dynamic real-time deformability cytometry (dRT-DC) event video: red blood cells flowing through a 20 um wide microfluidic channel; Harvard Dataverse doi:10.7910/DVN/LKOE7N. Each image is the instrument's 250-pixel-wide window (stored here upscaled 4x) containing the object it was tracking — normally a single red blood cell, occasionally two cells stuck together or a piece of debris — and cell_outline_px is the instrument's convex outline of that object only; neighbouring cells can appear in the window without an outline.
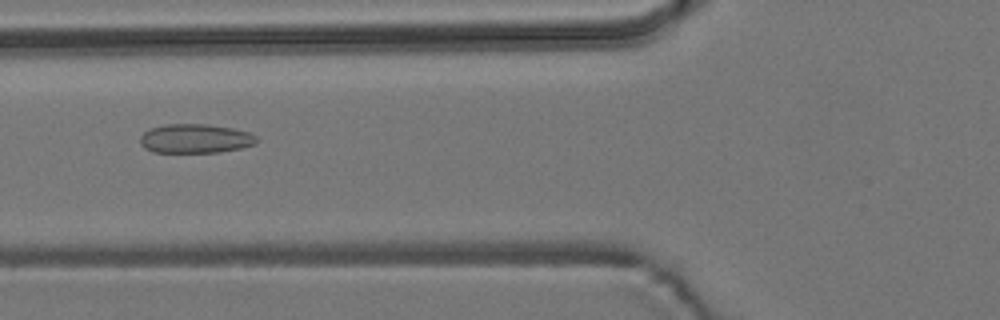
{"species": "common noctule bat (a hibernating species)", "species_latin": "Nyctalus noctula", "temperature_condition": "room temperature", "stored_images_in_passage": 5, "camera_frame_rate_fps": 3000, "um_per_image_px": 0.085, "animal": {"sex": "male", "body_mass_g": 19.2, "forearm_length_mm": 51.8}, "frame": {"image": 1, "passage_image": 3, "time_ms": 2.333, "image_size_px": [1000, 320], "cell_outline_px": [[260, 140], [256, 144], [240, 148], [220, 152], [152, 152], [144, 148], [140, 144], [140, 136], [144, 132], [152, 128], [168, 124], [208, 124], [232, 128], [248, 132], [256, 136]], "centroid_in_image_um": [16.62, 11.78], "position_along_channel_um": 109.2, "area_um2": 19.83}}
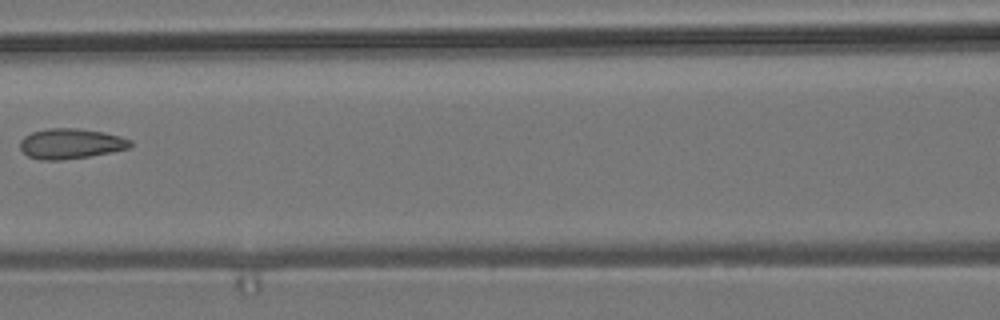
{"frame": {"image": 2, "passage_image": 4, "time_ms": 3.667, "image_size_px": [1000, 320], "cell_outline_px": [[132, 144], [128, 148], [112, 152], [88, 156], [60, 160], [40, 160], [28, 156], [20, 148], [20, 140], [24, 136], [32, 132], [48, 128], [76, 128], [104, 132], [120, 136], [132, 140]], "centroid_in_image_um": [6.0, 12.2], "position_along_channel_um": 160.6, "area_um2": 19.42}}
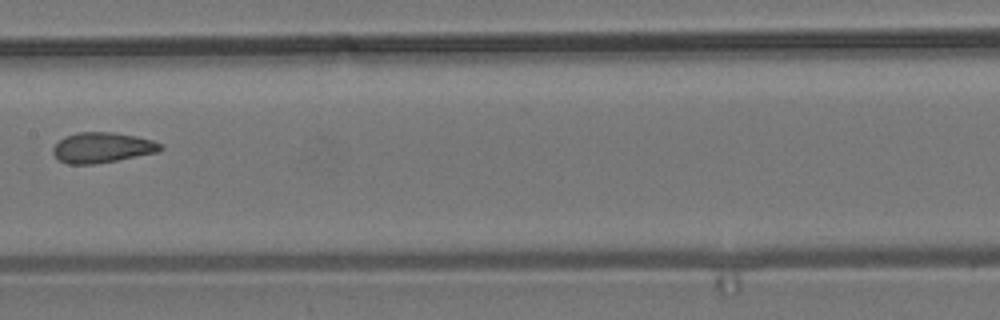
{"frame": {"image": 3, "passage_image": 5, "time_ms": 4.667, "image_size_px": [1000, 320], "cell_outline_px": [[164, 148], [160, 152], [116, 160], [92, 164], [68, 164], [60, 160], [52, 152], [52, 148], [64, 136], [76, 132], [112, 132], [136, 136], [152, 140], [164, 144]], "centroid_in_image_um": [8.72, 12.53], "position_along_channel_um": 198.7, "area_um2": 19.07}}